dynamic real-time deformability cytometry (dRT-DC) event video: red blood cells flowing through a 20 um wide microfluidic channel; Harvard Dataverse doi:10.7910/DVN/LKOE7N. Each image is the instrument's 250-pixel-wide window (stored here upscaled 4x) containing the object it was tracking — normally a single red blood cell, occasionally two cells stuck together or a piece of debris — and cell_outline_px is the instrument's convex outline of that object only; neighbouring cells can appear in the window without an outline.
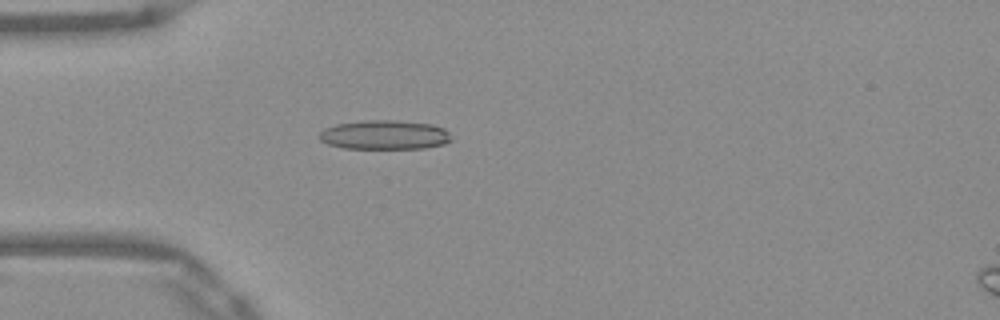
{"species": "Egyptian fruit bat (a non-hibernating species)", "species_latin": "Rousettus aegyptiacus", "temperature_condition": "warm", "stored_images_in_passage": 52, "camera_frame_rate_fps": 3000, "um_per_image_px": 0.085, "frame": {"image": 1, "passage_image": 15, "time_ms": 4.667, "image_size_px": [1000, 320], "cell_outline_px": [[452, 140], [444, 144], [424, 148], [344, 148], [328, 144], [320, 140], [320, 132], [324, 128], [336, 124], [372, 120], [392, 120], [432, 124], [444, 128], [448, 132]], "centroid_in_image_um": [32.7, 11.46], "position_along_channel_um": 52.3, "area_um2": 22.31}}
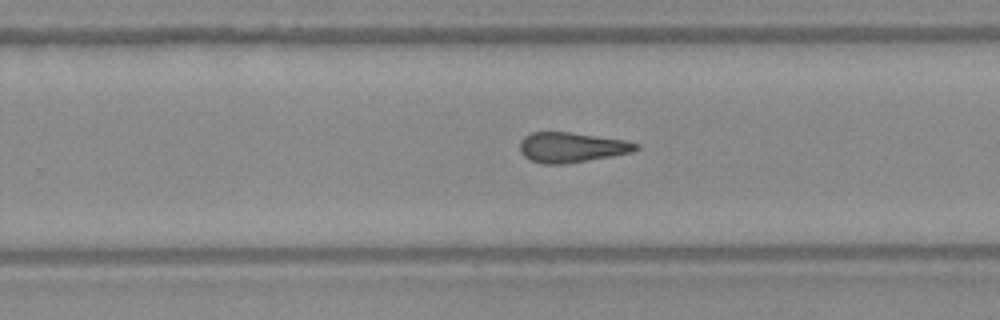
{"frame": {"image": 2, "passage_image": 33, "time_ms": 10.667, "image_size_px": [1000, 320], "cell_outline_px": [[640, 148], [632, 152], [612, 156], [568, 164], [544, 164], [532, 160], [524, 156], [520, 152], [520, 140], [524, 136], [532, 132], [568, 132], [624, 140], [640, 144]], "centroid_in_image_um": [48.58, 12.53], "position_along_channel_um": 281.2, "area_um2": 20.35}}
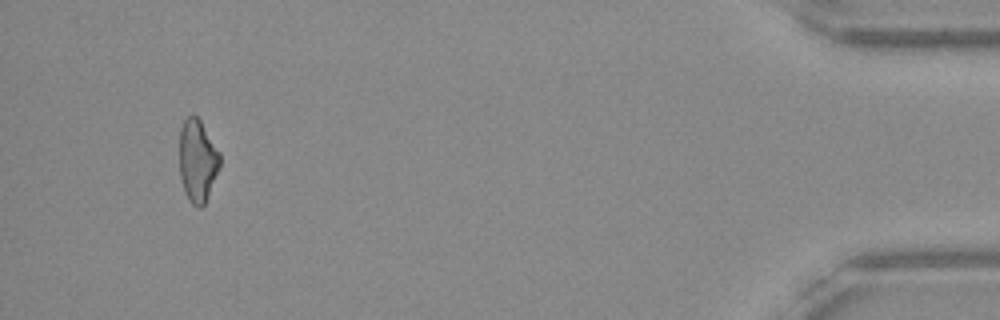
{"frame": {"image": 3, "passage_image": 49, "time_ms": 16.0, "image_size_px": [1000, 320], "cell_outline_px": [[220, 168], [204, 204], [200, 208], [196, 208], [188, 200], [184, 192], [180, 176], [180, 128], [184, 120], [192, 112], [200, 120], [220, 152]], "centroid_in_image_um": [16.79, 13.66], "position_along_channel_um": 418.4, "area_um2": 19.59}, "authors_computed_cell_mechanics": {"area_um2": 20.6635, "velocity_mm_per_s": 3.9479, "shape_relaxation_time_tau1_ms": null, "shape_relaxation_time_tau2_ms": 4.3483, "deformation_change_tau1": null, "deformation_change_tau2": 0.1467}}